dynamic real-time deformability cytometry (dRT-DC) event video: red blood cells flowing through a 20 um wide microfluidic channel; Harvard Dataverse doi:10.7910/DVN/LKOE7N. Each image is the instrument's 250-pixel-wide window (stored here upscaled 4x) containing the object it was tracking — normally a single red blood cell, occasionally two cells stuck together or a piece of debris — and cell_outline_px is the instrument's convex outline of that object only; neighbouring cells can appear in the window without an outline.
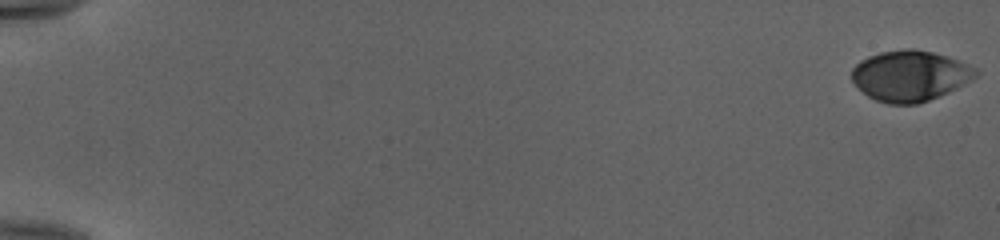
{"species": "human", "species_latin": "Homo sapiens", "temperature_condition": "cold", "stored_images_in_passage": 54, "camera_frame_rate_fps": 3000, "um_per_image_px": 0.085, "donor": {"sex": "female"}, "frame": {"image": 1, "passage_image": 1, "time_ms": 0.0, "image_size_px": [1000, 240], "cell_outline_px": [[980, 72], [972, 80], [948, 92], [928, 100], [916, 104], [888, 104], [876, 100], [868, 96], [852, 80], [852, 68], [860, 60], [868, 56], [880, 52], [904, 48], [916, 48], [948, 56], [968, 64], [976, 68]], "centroid_in_image_um": [77.36, 6.42], "position_along_channel_um": 7.6, "area_um2": 36.65}}
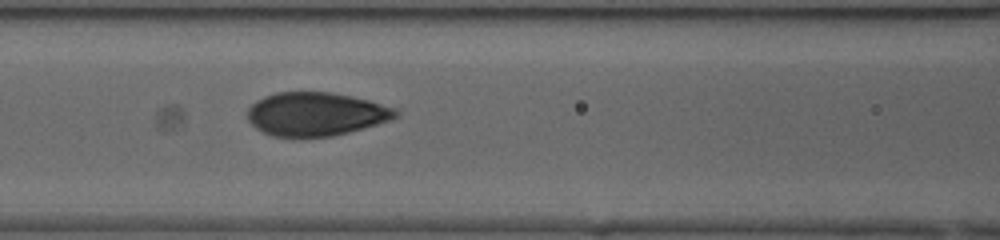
{"frame": {"image": 2, "passage_image": 26, "time_ms": 8.333, "image_size_px": [1000, 240], "cell_outline_px": [[400, 116], [376, 124], [348, 132], [332, 136], [272, 136], [256, 128], [248, 120], [248, 108], [256, 100], [264, 96], [276, 92], [328, 92], [352, 96], [368, 100], [396, 108], [400, 112]], "centroid_in_image_um": [26.85, 9.68], "position_along_channel_um": 139.8, "area_um2": 37.34}}
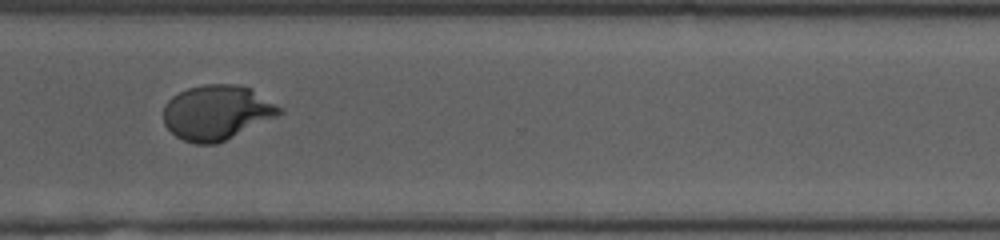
{"frame": {"image": 3, "passage_image": 42, "time_ms": 13.667, "image_size_px": [1000, 240], "cell_outline_px": [[284, 112], [276, 116], [216, 144], [196, 144], [184, 140], [176, 136], [164, 124], [164, 104], [172, 96], [188, 88], [204, 84], [236, 84], [248, 88], [284, 108]], "centroid_in_image_um": [18.4, 9.55], "position_along_channel_um": 352.2, "area_um2": 36.59}, "authors_computed_cell_mechanics": {"area_um2": 37.0787, "velocity_mm_per_s": 3.9907, "shape_relaxation_time_tau1_ms": 6.3666, "shape_relaxation_time_tau2_ms": null, "deformation_change_tau1": 0.2334, "deformation_change_tau2": null}}